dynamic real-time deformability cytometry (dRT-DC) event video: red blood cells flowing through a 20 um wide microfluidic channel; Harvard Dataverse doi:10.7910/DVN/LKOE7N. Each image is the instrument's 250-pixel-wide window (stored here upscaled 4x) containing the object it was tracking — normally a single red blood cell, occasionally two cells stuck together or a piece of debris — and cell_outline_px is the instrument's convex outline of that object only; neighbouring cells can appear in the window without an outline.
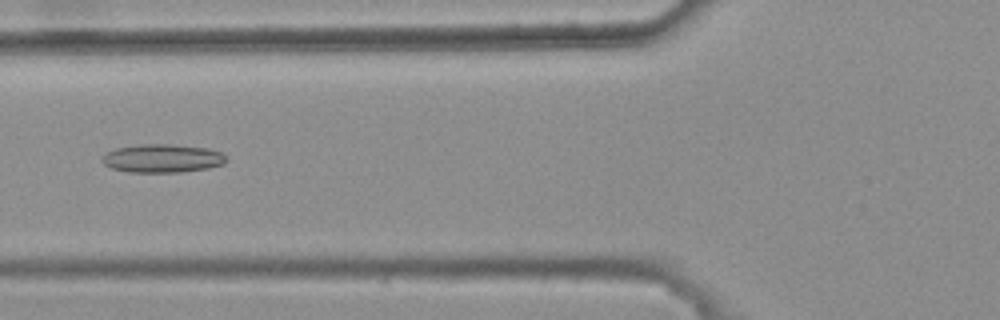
{"species": "common noctule bat (a hibernating species)", "species_latin": "Nyctalus noctula", "temperature_condition": "warm", "stored_images_in_passage": 4, "camera_frame_rate_fps": 3000, "um_per_image_px": 0.085, "animal": {"sex": "female", "body_mass_g": 25.1}, "frame": {"image": 1, "passage_image": 4, "time_ms": 1.0, "image_size_px": [1000, 320], "cell_outline_px": [[228, 160], [224, 164], [208, 168], [180, 172], [128, 172], [112, 168], [104, 164], [100, 160], [108, 152], [116, 148], [144, 144], [172, 144], [208, 148], [220, 152]], "centroid_in_image_um": [13.82, 13.46], "position_along_channel_um": 112.0, "area_um2": 20.46}}